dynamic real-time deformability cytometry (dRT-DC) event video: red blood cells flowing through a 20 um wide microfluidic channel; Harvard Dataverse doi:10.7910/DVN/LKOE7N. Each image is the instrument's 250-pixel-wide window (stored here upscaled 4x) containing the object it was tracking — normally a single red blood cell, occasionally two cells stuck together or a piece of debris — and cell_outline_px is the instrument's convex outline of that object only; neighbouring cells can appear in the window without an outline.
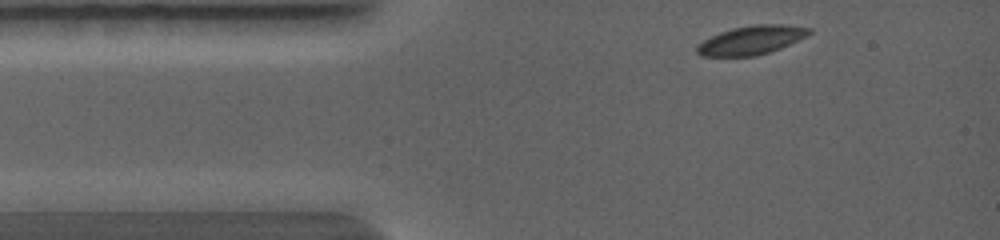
{"species": "common noctule bat (a hibernating species)", "species_latin": "Nyctalus noctula", "temperature_condition": "warm", "stored_images_in_passage": 7, "camera_frame_rate_fps": 5000, "um_per_image_px": 0.085, "animal": {"sex": "female", "body_mass_g": 19.0, "forearm_length_mm": 56.7}, "frame": {"image": 1, "passage_image": 1, "time_ms": 0.0, "image_size_px": [1000, 240], "cell_outline_px": [[812, 32], [808, 36], [780, 48], [756, 56], [700, 56], [696, 52], [696, 44], [720, 32], [732, 28], [752, 24], [784, 24], [812, 28]], "centroid_in_image_um": [63.87, 3.4], "position_along_channel_um": 21.1, "area_um2": 18.96}}
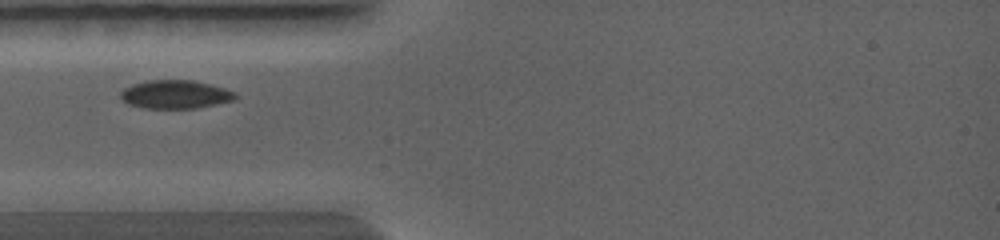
{"frame": {"image": 2, "passage_image": 5, "time_ms": 1.6, "image_size_px": [1000, 240], "cell_outline_px": [[240, 96], [236, 100], [196, 108], [144, 108], [128, 104], [120, 96], [120, 92], [124, 88], [132, 84], [148, 80], [192, 80], [212, 84], [236, 92]], "centroid_in_image_um": [14.95, 8.02], "position_along_channel_um": 70.0, "area_um2": 19.19}}
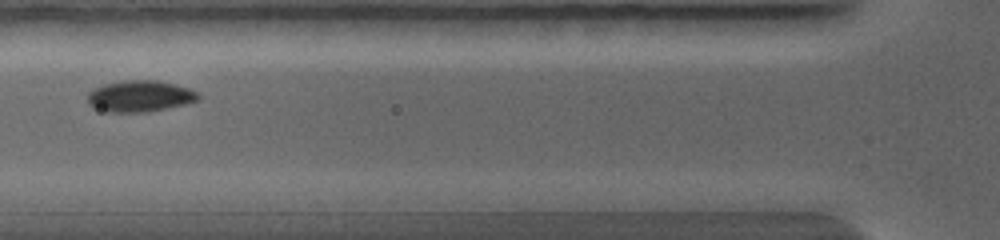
{"frame": {"image": 3, "passage_image": 7, "time_ms": 2.4, "image_size_px": [1000, 240], "cell_outline_px": [[200, 100], [188, 104], [144, 112], [108, 112], [92, 108], [88, 104], [88, 92], [92, 88], [104, 84], [124, 80], [156, 80], [176, 84], [200, 92]], "centroid_in_image_um": [11.9, 8.17], "position_along_channel_um": 113.9, "area_um2": 20.58}}